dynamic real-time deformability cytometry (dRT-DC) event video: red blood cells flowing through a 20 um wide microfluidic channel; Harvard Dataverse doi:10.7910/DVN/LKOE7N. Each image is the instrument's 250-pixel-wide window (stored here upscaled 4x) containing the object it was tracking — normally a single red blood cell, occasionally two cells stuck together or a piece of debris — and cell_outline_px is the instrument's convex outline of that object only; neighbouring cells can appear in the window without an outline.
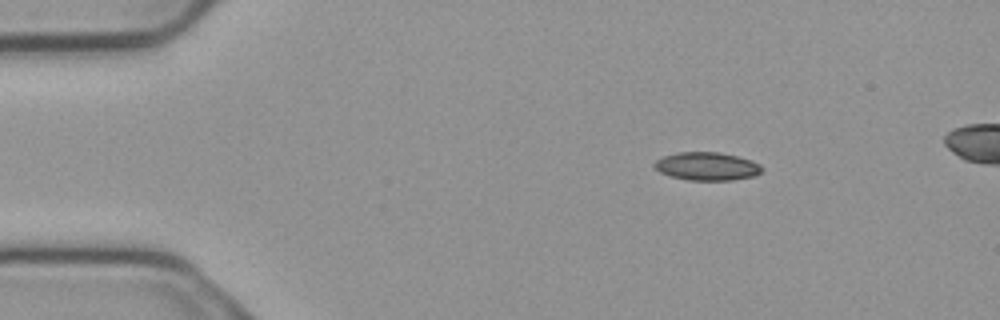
{"species": "common noctule bat (a hibernating species)", "species_latin": "Nyctalus noctula", "temperature_condition": "cold", "stored_images_in_passage": 5, "camera_frame_rate_fps": 3000, "um_per_image_px": 0.085, "animal": {"sex": "male", "body_mass_g": 23.1, "forearm_length_mm": 52.7}, "frame": {"image": 1, "passage_image": 2, "time_ms": 0.333, "image_size_px": [1000, 320], "cell_outline_px": [[764, 168], [756, 176], [732, 180], [688, 180], [672, 176], [660, 172], [652, 164], [656, 160], [664, 156], [680, 152], [720, 152], [752, 160], [760, 164]], "centroid_in_image_um": [60.12, 14.13], "position_along_channel_um": 24.9, "area_um2": 17.63}}